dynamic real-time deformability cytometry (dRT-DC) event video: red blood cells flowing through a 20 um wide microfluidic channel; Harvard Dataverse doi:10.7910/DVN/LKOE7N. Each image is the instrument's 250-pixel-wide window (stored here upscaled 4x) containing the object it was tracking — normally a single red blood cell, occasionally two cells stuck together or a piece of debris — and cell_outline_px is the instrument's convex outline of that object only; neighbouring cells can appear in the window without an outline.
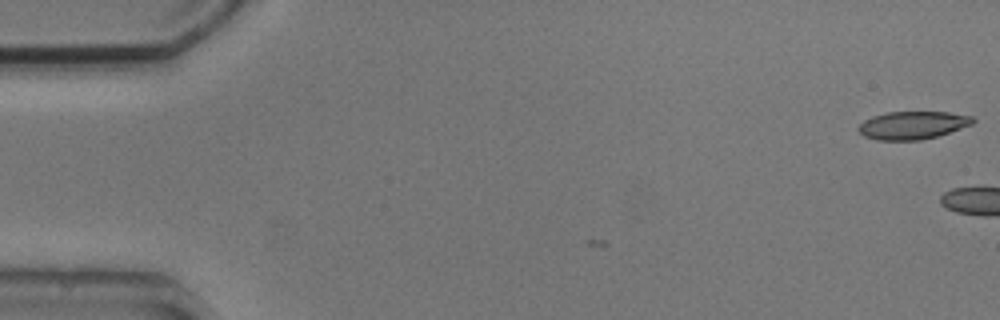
{"species": "common noctule bat (a hibernating species)", "species_latin": "Nyctalus noctula", "temperature_condition": "cold", "stored_images_in_passage": 4, "camera_frame_rate_fps": 3000, "um_per_image_px": 0.085, "animal": {"sex": "male", "body_mass_g": 20.5, "forearm_length_mm": 52.5}, "frame": {"image": 1, "passage_image": 1, "time_ms": 0.0, "image_size_px": [1000, 320], "cell_outline_px": [[976, 120], [972, 124], [936, 136], [920, 140], [876, 140], [864, 136], [856, 128], [864, 120], [872, 116], [888, 112], [948, 112], [972, 116]], "centroid_in_image_um": [77.54, 10.64], "position_along_channel_um": 7.5, "area_um2": 18.5}}